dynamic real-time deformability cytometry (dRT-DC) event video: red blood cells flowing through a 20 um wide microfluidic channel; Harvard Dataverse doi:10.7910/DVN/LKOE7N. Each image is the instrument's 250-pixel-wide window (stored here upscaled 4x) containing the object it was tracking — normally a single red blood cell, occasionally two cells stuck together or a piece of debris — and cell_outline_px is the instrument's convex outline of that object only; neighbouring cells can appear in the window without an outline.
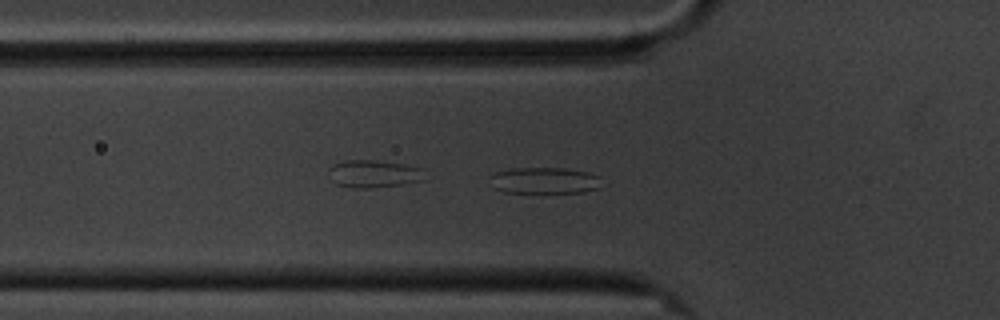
{"species": "common noctule bat (a hibernating species)", "species_latin": "Nyctalus noctula", "temperature_condition": "cold", "stored_images_in_passage": 57, "camera_frame_rate_fps": 3000, "um_per_image_px": 0.085, "animal": {"sex": "male", "body_mass_g": 20.1, "forearm_length_mm": 53.5}, "frame": {"image": 1, "passage_image": 19, "time_ms": 6.0, "image_size_px": [1000, 320], "cell_outline_px": [[600, 188], [584, 192], [504, 192], [492, 188], [488, 176], [496, 172], [512, 168], [564, 168], [588, 172], [600, 176]], "centroid_in_image_um": [46.25, 15.34], "position_along_channel_um": 79.6, "area_um2": 17.28}}
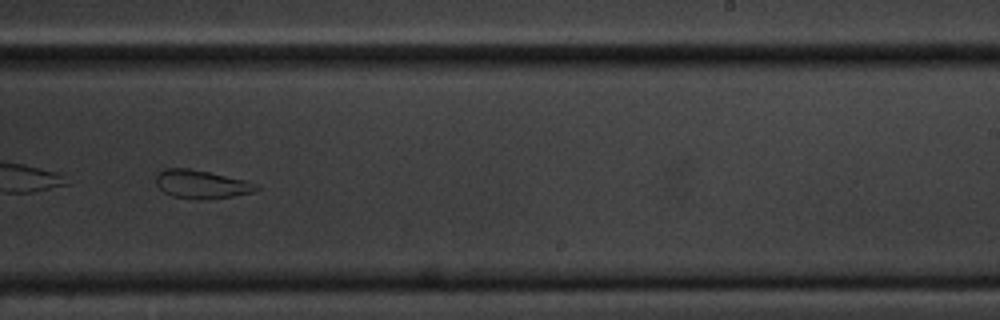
{"frame": {"image": 2, "passage_image": 36, "time_ms": 11.667, "image_size_px": [1000, 320], "cell_outline_px": [[260, 188], [252, 192], [232, 196], [172, 196], [164, 192], [156, 184], [156, 176], [164, 168], [188, 168], [248, 180], [256, 184]], "centroid_in_image_um": [17.12, 15.6], "position_along_channel_um": 271.9, "area_um2": 15.66}}
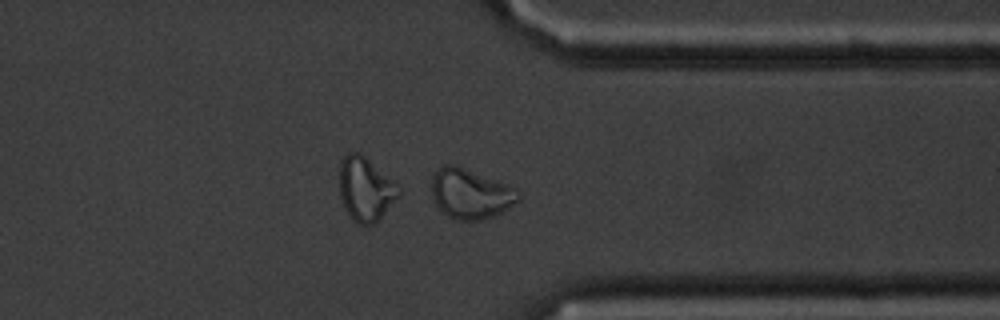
{"frame": {"image": 3, "passage_image": 45, "time_ms": 14.667, "image_size_px": [1000, 320], "cell_outline_px": [[520, 200], [496, 216], [480, 220], [456, 220], [448, 216], [432, 200], [432, 172], [444, 164], [456, 164], [508, 184], [520, 192]], "centroid_in_image_um": [39.99, 16.45], "position_along_channel_um": 371.4, "area_um2": 25.61}, "authors_computed_cell_mechanics": {"area_um2": 24.854, "velocity_mm_per_s": 3.3842, "shape_relaxation_time_tau1_ms": null, "shape_relaxation_time_tau2_ms": 2.8739, "deformation_change_tau1": null, "deformation_change_tau2": 0.0861}}